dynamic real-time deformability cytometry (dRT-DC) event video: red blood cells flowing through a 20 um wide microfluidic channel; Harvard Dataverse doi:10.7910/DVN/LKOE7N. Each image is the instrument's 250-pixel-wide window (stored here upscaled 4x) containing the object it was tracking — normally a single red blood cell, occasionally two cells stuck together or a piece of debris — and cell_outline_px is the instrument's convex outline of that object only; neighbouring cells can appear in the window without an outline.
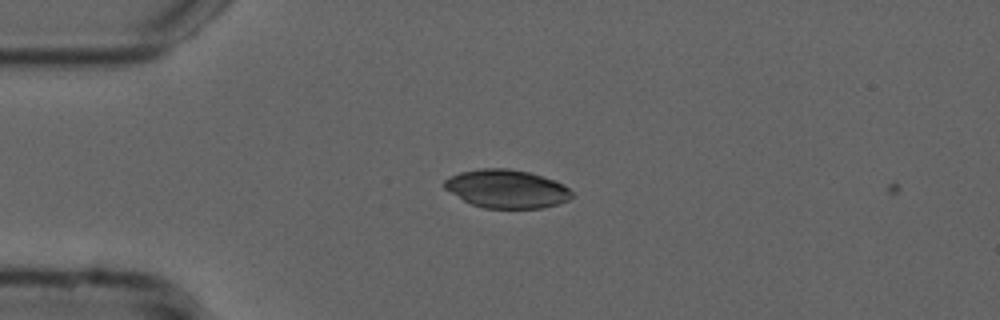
{"species": "common noctule bat (a hibernating species)", "species_latin": "Nyctalus noctula", "temperature_condition": "cold", "stored_images_in_passage": 5, "camera_frame_rate_fps": 3000, "um_per_image_px": 0.085, "animal": {"sex": "male", "forearm_length_mm": 52.5}, "frame": {"image": 1, "passage_image": 4, "time_ms": 1.0, "image_size_px": [1000, 320], "cell_outline_px": [[576, 196], [568, 200], [544, 208], [484, 208], [472, 204], [464, 200], [444, 188], [444, 180], [448, 176], [460, 172], [480, 168], [508, 168], [528, 172], [556, 180], [564, 184]], "centroid_in_image_um": [43.09, 16.04], "position_along_channel_um": 41.9, "area_um2": 28.61}}